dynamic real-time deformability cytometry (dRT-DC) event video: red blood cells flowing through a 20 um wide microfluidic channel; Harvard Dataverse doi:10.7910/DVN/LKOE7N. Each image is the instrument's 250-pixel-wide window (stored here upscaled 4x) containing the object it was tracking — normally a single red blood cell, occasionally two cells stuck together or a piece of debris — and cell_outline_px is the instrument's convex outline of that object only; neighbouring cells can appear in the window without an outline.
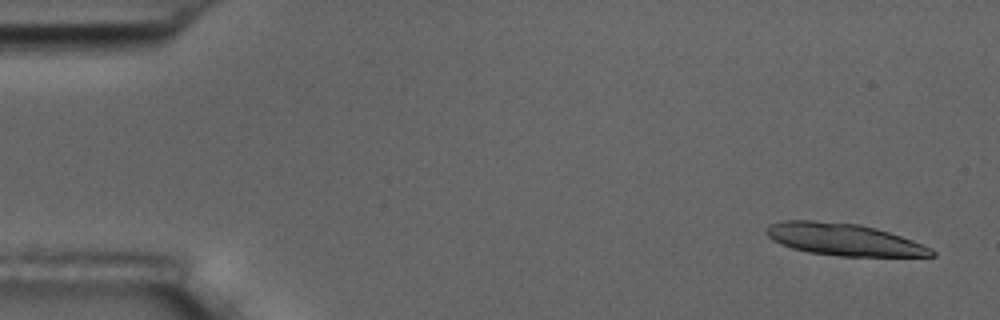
{"species": "common noctule bat (a hibernating species)", "species_latin": "Nyctalus noctula", "temperature_condition": "room temperature", "stored_images_in_passage": 5, "camera_frame_rate_fps": 3000, "um_per_image_px": 0.085, "animal": {"sex": "male", "body_mass_g": 17.5, "forearm_length_mm": 52.3}, "frame": {"image": 1, "passage_image": 1, "time_ms": 0.0, "image_size_px": [1000, 320], "cell_outline_px": [[936, 256], [840, 256], [808, 252], [792, 248], [772, 240], [764, 232], [768, 224], [784, 220], [812, 220], [860, 224], [876, 228], [912, 240], [932, 248], [936, 252]], "centroid_in_image_um": [71.7, 20.35], "position_along_channel_um": 13.3, "area_um2": 30.87}}